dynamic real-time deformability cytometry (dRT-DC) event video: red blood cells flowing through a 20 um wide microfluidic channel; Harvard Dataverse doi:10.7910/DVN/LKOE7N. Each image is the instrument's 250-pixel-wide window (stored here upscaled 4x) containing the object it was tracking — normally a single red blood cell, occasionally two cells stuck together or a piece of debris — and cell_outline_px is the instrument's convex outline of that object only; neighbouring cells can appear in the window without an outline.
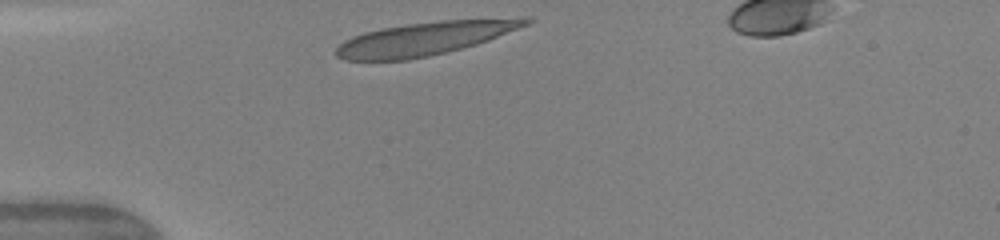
{"species": "human", "species_latin": "Homo sapiens", "temperature_condition": "warm", "stored_images_in_passage": 29, "camera_frame_rate_fps": 3000, "um_per_image_px": 0.085, "donor": {"sex": "female"}, "frame": {"image": 1, "passage_image": 1, "time_ms": 0.0, "image_size_px": [1000, 240], "cell_outline_px": [[536, 20], [528, 24], [488, 40], [476, 44], [428, 56], [408, 60], [344, 60], [336, 56], [332, 52], [344, 40], [352, 36], [364, 32], [380, 28], [408, 24], [440, 20], [520, 16], [528, 16]], "centroid_in_image_um": [36.16, 3.24], "position_along_channel_um": 48.8, "area_um2": 37.22}}
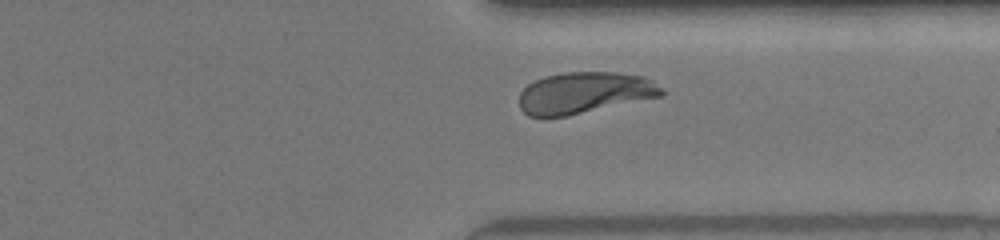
{"frame": {"image": 2, "passage_image": 25, "time_ms": 8.0, "image_size_px": [1000, 240], "cell_outline_px": [[664, 96], [568, 116], [528, 116], [520, 108], [520, 92], [528, 84], [544, 76], [564, 72], [616, 72], [644, 76], [652, 80], [664, 92]], "centroid_in_image_um": [49.7, 7.88], "position_along_channel_um": 361.7, "area_um2": 34.51}, "authors_computed_cell_mechanics": {"area_um2": 36.2406, "velocity_mm_per_s": 4.1587, "shape_relaxation_time_tau1_ms": 4.1006, "shape_relaxation_time_tau2_ms": null, "deformation_change_tau1": 0.2241, "deformation_change_tau2": null}}